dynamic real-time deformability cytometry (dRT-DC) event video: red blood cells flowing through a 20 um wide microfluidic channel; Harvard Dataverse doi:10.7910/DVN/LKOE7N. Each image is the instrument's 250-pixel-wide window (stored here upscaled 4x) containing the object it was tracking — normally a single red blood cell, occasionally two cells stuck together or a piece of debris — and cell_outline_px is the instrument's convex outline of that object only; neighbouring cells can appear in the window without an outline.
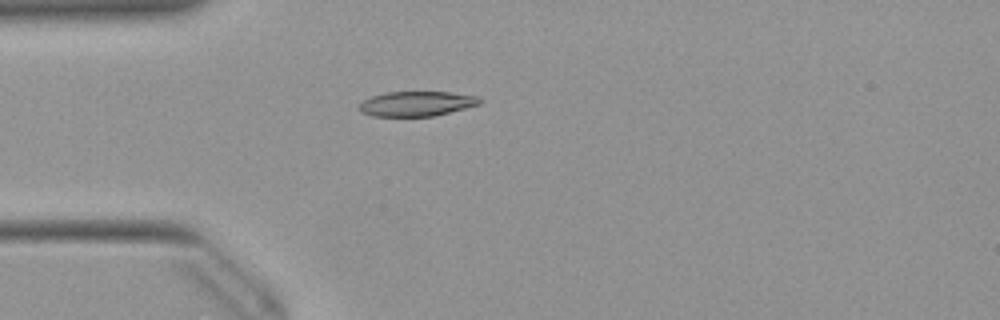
{"species": "Egyptian fruit bat (a non-hibernating species)", "species_latin": "Rousettus aegyptiacus", "temperature_condition": "warm", "stored_images_in_passage": 42, "camera_frame_rate_fps": 3000, "um_per_image_px": 0.085, "animal": {"sex": "female"}, "frame": {"image": 1, "passage_image": 5, "time_ms": 1.333, "image_size_px": [1000, 320], "cell_outline_px": [[484, 100], [480, 104], [436, 116], [372, 116], [360, 112], [356, 108], [364, 100], [372, 96], [388, 92], [452, 92], [480, 96]], "centroid_in_image_um": [35.45, 8.81], "position_along_channel_um": 49.6, "area_um2": 17.69}}
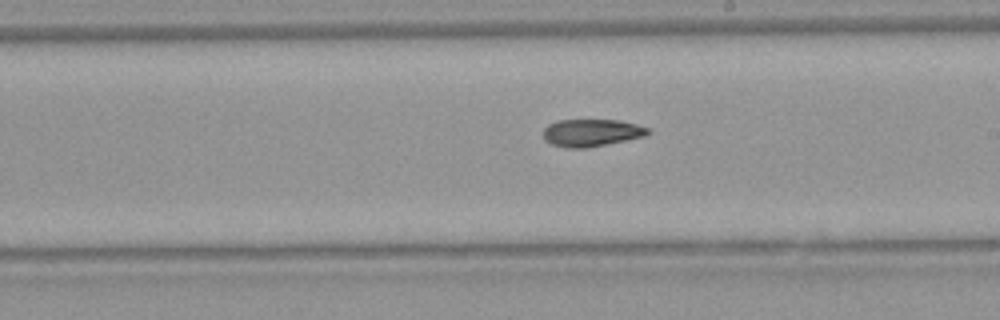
{"frame": {"image": 2, "passage_image": 20, "time_ms": 6.333, "image_size_px": [1000, 320], "cell_outline_px": [[652, 132], [644, 136], [584, 148], [568, 148], [552, 144], [544, 140], [544, 128], [548, 124], [556, 120], [620, 120], [636, 124], [648, 128]], "centroid_in_image_um": [50.25, 11.27], "position_along_channel_um": 238.7, "area_um2": 16.53}}
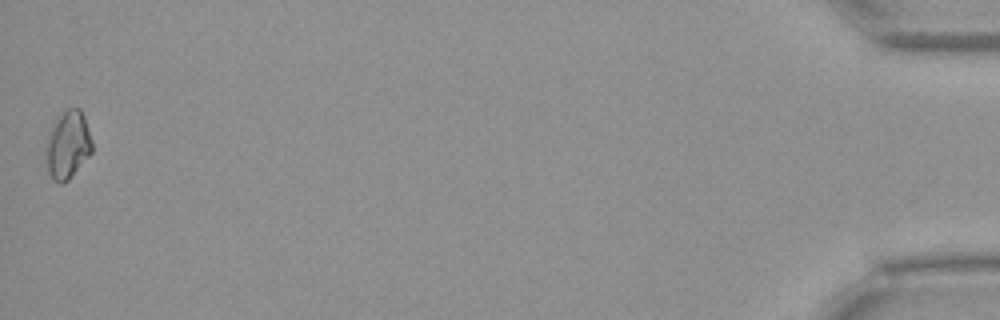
{"frame": {"image": 3, "passage_image": 42, "time_ms": 13.667, "image_size_px": [1000, 320], "cell_outline_px": [[92, 152], [68, 180], [60, 184], [52, 180], [48, 172], [44, 160], [44, 144], [48, 132], [56, 116], [68, 108], [80, 108], [84, 116], [92, 140]], "centroid_in_image_um": [5.7, 12.31], "position_along_channel_um": 429.5, "area_um2": 18.84}, "authors_computed_cell_mechanics": {"area_um2": 17.1955, "velocity_mm_per_s": 3.9794, "shape_relaxation_time_tau1_ms": null, "shape_relaxation_time_tau2_ms": 5.6641, "deformation_change_tau1": null, "deformation_change_tau2": 0.1122}}